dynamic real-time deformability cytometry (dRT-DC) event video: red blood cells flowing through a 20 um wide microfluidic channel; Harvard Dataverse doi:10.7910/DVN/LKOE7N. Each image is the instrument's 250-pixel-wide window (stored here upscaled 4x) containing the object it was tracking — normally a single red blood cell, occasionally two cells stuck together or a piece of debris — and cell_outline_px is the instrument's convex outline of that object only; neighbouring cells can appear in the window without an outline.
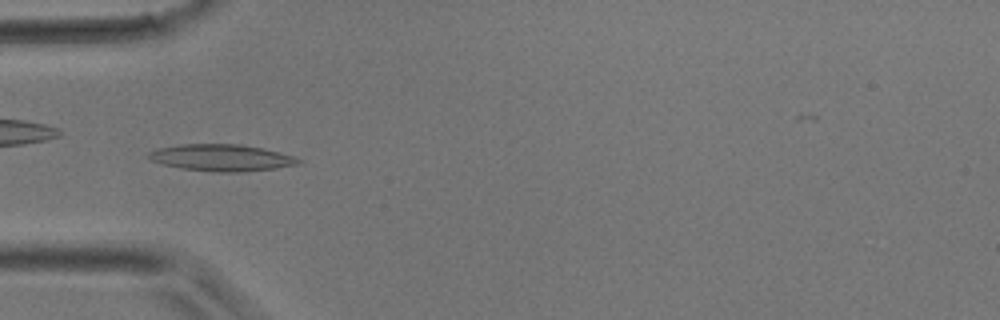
{"species": "common noctule bat (a hibernating species)", "species_latin": "Nyctalus noctula", "temperature_condition": "room temperature", "stored_images_in_passage": 38, "camera_frame_rate_fps": 3000, "um_per_image_px": 0.085, "animal": {"sex": "male", "body_mass_g": 17.9}, "frame": {"image": 1, "passage_image": 11, "time_ms": 3.333, "image_size_px": [1000, 320], "cell_outline_px": [[304, 160], [300, 164], [276, 168], [236, 172], [220, 172], [180, 168], [160, 164], [152, 160], [148, 156], [148, 152], [160, 148], [184, 144], [240, 144], [264, 148], [280, 152]], "centroid_in_image_um": [18.86, 13.4], "position_along_channel_um": 66.1, "area_um2": 23.24}}
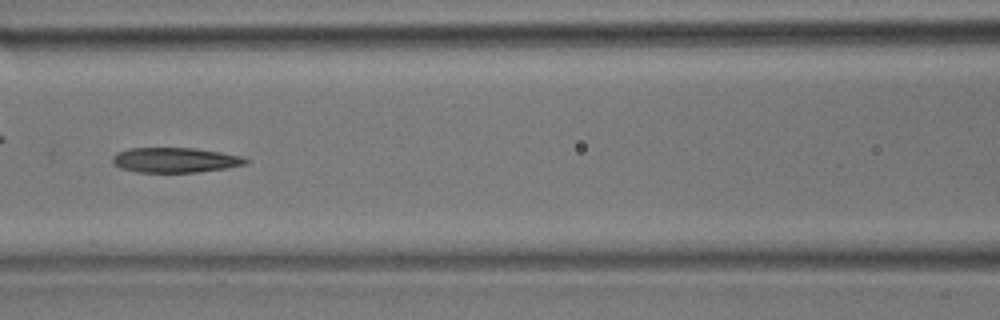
{"frame": {"image": 2, "passage_image": 16, "time_ms": 5.0, "image_size_px": [1000, 320], "cell_outline_px": [[248, 164], [228, 168], [200, 172], [136, 172], [120, 168], [112, 160], [112, 156], [116, 152], [128, 148], [196, 148], [220, 152], [240, 156], [248, 160]], "centroid_in_image_um": [14.89, 13.6], "position_along_channel_um": 151.7, "area_um2": 19.48}}